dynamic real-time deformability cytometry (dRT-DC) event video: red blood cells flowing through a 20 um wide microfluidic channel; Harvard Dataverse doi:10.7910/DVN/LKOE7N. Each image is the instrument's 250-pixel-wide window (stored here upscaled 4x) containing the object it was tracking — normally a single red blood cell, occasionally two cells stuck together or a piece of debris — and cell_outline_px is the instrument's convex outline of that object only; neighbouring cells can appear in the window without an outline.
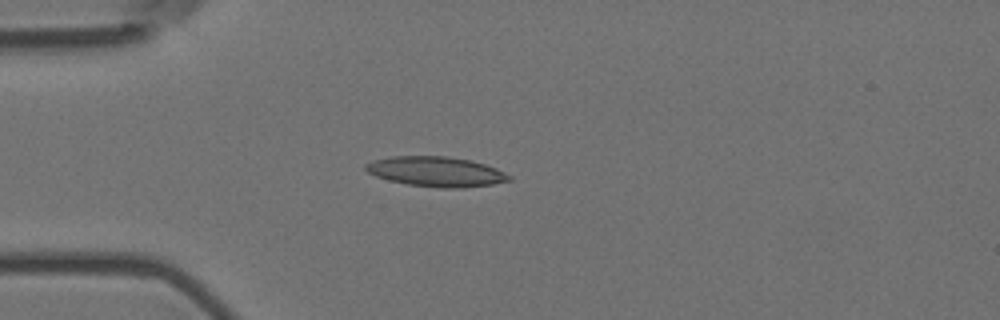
{"species": "Egyptian fruit bat (a non-hibernating species)", "species_latin": "Rousettus aegyptiacus", "temperature_condition": "room temperature", "stored_images_in_passage": 41, "camera_frame_rate_fps": 3000, "um_per_image_px": 0.085, "animal": {"sex": "female"}, "frame": {"image": 1, "passage_image": 1, "time_ms": 0.0, "image_size_px": [1000, 320], "cell_outline_px": [[512, 180], [492, 184], [464, 188], [440, 188], [408, 184], [388, 180], [376, 176], [368, 172], [364, 168], [364, 164], [372, 160], [392, 156], [444, 156], [468, 160], [484, 164], [496, 168], [512, 176]], "centroid_in_image_um": [37.05, 14.59], "position_along_channel_um": 47.9, "area_um2": 25.03}}
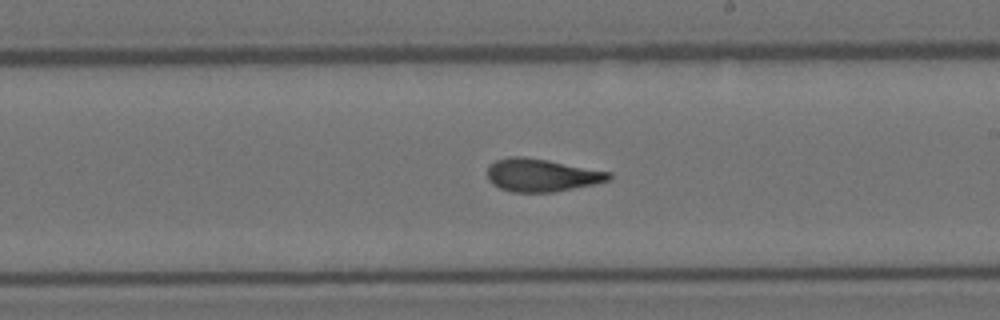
{"frame": {"image": 2, "passage_image": 18, "time_ms": 5.667, "image_size_px": [1000, 320], "cell_outline_px": [[612, 180], [552, 192], [512, 192], [500, 188], [492, 184], [488, 180], [488, 168], [496, 160], [512, 156], [524, 156], [548, 160], [612, 172]], "centroid_in_image_um": [46.05, 14.88], "position_along_channel_um": 243.0, "area_um2": 23.18}}
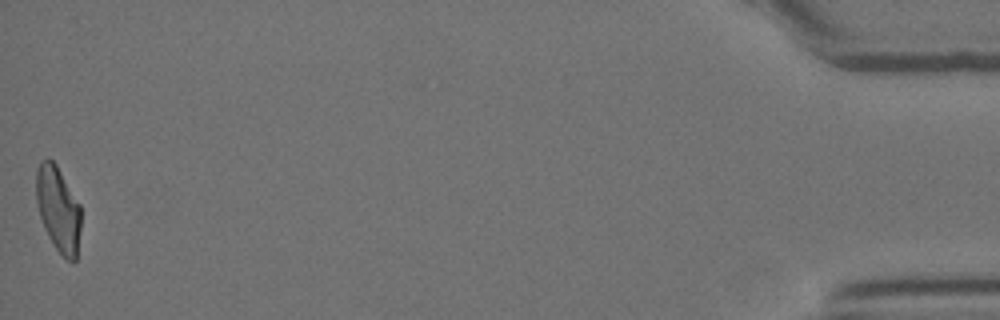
{"frame": {"image": 3, "passage_image": 41, "time_ms": 13.333, "image_size_px": [1000, 320], "cell_outline_px": [[80, 228], [76, 260], [72, 264], [56, 248], [48, 236], [44, 228], [36, 204], [36, 168], [40, 160], [48, 156], [56, 164], [80, 204]], "centroid_in_image_um": [4.93, 17.73], "position_along_channel_um": 430.3, "area_um2": 22.37}, "authors_computed_cell_mechanics": {"area_um2": 23.1778, "velocity_mm_per_s": 3.6998, "shape_relaxation_time_tau1_ms": 8.6467, "shape_relaxation_time_tau2_ms": 1.762, "deformation_change_tau1": 0.2303, "deformation_change_tau2": 0.099}}